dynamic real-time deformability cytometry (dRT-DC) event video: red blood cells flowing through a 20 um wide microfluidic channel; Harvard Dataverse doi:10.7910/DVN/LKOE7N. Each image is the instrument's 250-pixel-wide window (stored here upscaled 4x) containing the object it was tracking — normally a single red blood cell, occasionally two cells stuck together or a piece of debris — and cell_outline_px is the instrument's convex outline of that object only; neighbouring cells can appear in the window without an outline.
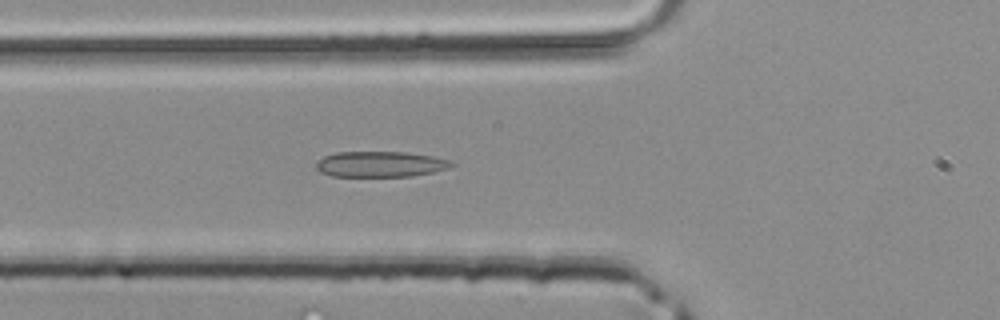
{"species": "common noctule bat (a hibernating species)", "species_latin": "Nyctalus noctula", "temperature_condition": "room temperature", "stored_images_in_passage": 31, "camera_frame_rate_fps": 3000, "um_per_image_px": 0.085, "animal": {"sex": "male", "body_mass_g": 20.4}, "frame": {"image": 1, "passage_image": 3, "time_ms": 0.667, "image_size_px": [1000, 320], "cell_outline_px": [[456, 164], [448, 168], [432, 172], [412, 176], [332, 176], [320, 172], [316, 168], [316, 160], [324, 156], [336, 152], [408, 152], [432, 156], [448, 160]], "centroid_in_image_um": [32.3, 13.95], "position_along_channel_um": 93.5, "area_um2": 20.23}}
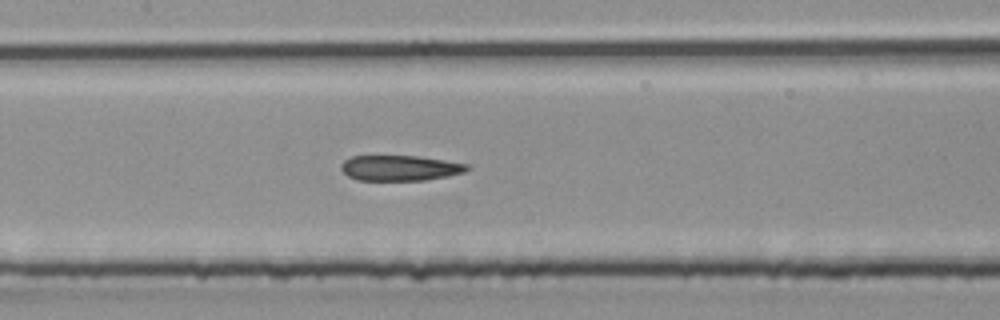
{"frame": {"image": 2, "passage_image": 8, "time_ms": 2.333, "image_size_px": [1000, 320], "cell_outline_px": [[472, 168], [464, 172], [448, 176], [424, 180], [356, 180], [348, 176], [340, 168], [340, 164], [344, 160], [352, 156], [416, 156], [444, 160], [468, 164]], "centroid_in_image_um": [33.99, 14.28], "position_along_channel_um": 173.4, "area_um2": 18.67}}
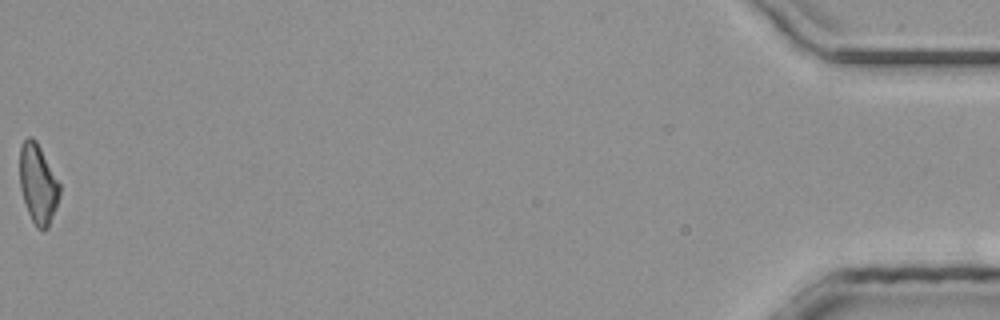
{"frame": {"image": 3, "passage_image": 31, "time_ms": 10.0, "image_size_px": [1000, 320], "cell_outline_px": [[60, 196], [56, 208], [48, 228], [44, 232], [36, 228], [28, 212], [20, 188], [20, 144], [28, 136], [32, 136], [36, 140], [60, 184]], "centroid_in_image_um": [3.23, 15.65], "position_along_channel_um": 432.0, "area_um2": 18.55}}